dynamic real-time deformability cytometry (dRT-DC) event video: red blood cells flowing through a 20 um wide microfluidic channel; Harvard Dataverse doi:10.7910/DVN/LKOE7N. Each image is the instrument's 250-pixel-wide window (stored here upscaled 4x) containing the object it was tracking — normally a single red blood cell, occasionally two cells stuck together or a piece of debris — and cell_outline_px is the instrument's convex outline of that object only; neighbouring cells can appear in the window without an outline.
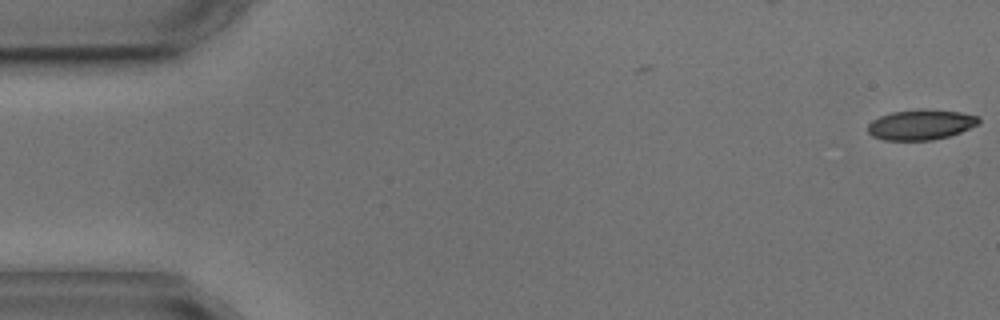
{"species": "common noctule bat (a hibernating species)", "species_latin": "Nyctalus noctula", "temperature_condition": "cold", "stored_images_in_passage": 2, "camera_frame_rate_fps": 3000, "um_per_image_px": 0.085, "animal": {"sex": "male", "body_mass_g": 17.9, "forearm_length_mm": 54.2}, "frame": {"image": 1, "passage_image": 2, "time_ms": 1.333, "image_size_px": [1000, 320], "cell_outline_px": [[980, 124], [960, 132], [948, 136], [932, 140], [884, 140], [872, 136], [868, 132], [868, 124], [872, 120], [880, 116], [892, 112], [916, 108], [924, 108], [960, 112], [980, 116]], "centroid_in_image_um": [78.29, 10.58], "position_along_channel_um": 6.7, "area_um2": 19.83}}